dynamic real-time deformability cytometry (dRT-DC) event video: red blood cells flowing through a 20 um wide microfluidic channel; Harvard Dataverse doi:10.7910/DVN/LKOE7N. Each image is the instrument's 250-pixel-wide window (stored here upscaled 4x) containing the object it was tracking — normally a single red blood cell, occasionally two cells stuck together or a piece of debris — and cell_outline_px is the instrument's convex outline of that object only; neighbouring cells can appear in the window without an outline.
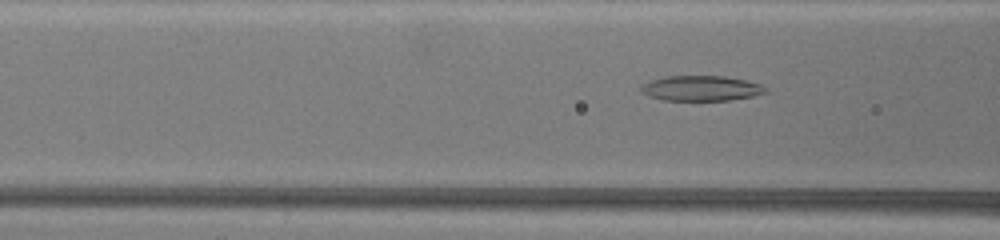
{"species": "common noctule bat (a hibernating species)", "species_latin": "Nyctalus noctula", "temperature_condition": "warm", "stored_images_in_passage": 7, "camera_frame_rate_fps": 3000, "um_per_image_px": 0.085, "animal": {"sex": "female", "body_mass_g": 19.5, "forearm_length_mm": 54.1}, "frame": {"image": 1, "passage_image": 4, "time_ms": 1.0, "image_size_px": [1000, 240], "cell_outline_px": [[768, 92], [752, 96], [728, 100], [664, 100], [648, 96], [640, 92], [640, 88], [644, 84], [652, 80], [668, 76], [724, 76], [744, 80], [760, 84], [768, 88]], "centroid_in_image_um": [59.6, 7.51], "position_along_channel_um": 107.0, "area_um2": 18.15}}